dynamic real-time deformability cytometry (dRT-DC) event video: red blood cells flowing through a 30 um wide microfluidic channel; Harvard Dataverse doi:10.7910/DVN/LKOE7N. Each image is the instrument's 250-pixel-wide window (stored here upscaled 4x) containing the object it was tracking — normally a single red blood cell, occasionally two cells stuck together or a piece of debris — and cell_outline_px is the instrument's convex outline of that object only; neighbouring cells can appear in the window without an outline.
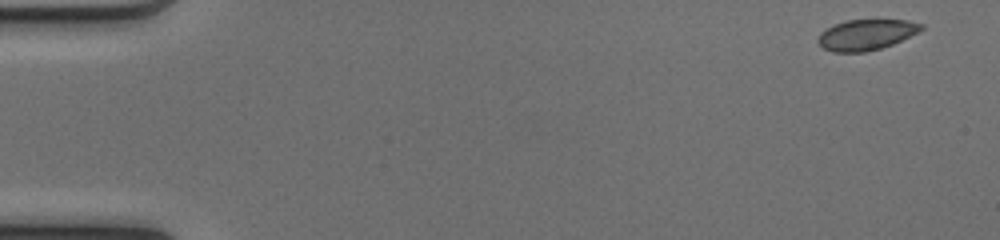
{"species": "common noctule bat (a hibernating species)", "species_latin": "Nyctalus noctula", "temperature_condition": "cold", "stored_images_in_passage": 49, "camera_frame_rate_fps": 3000, "um_per_image_px": 0.085, "animal": {"sex": "female", "body_mass_g": 17.0, "forearm_length_mm": 48.0}, "frame": {"image": 1, "passage_image": 1, "time_ms": 0.0, "image_size_px": [1000, 240], "cell_outline_px": [[924, 28], [892, 44], [880, 48], [864, 52], [832, 52], [824, 48], [816, 40], [820, 32], [836, 24], [848, 20], [908, 20], [924, 24]], "centroid_in_image_um": [73.61, 2.95], "position_along_channel_um": 11.4, "area_um2": 18.15}}
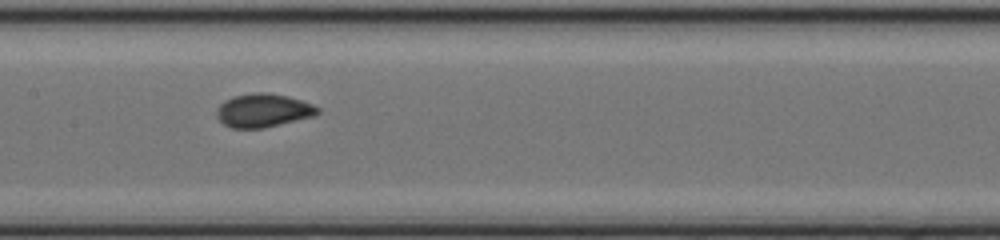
{"frame": {"image": 2, "passage_image": 24, "time_ms": 7.667, "image_size_px": [1000, 240], "cell_outline_px": [[320, 112], [312, 116], [264, 128], [232, 128], [224, 124], [216, 116], [216, 108], [224, 100], [232, 96], [256, 92], [268, 92], [288, 96], [312, 104], [320, 108]], "centroid_in_image_um": [22.34, 9.37], "position_along_channel_um": 185.1, "area_um2": 19.71}}
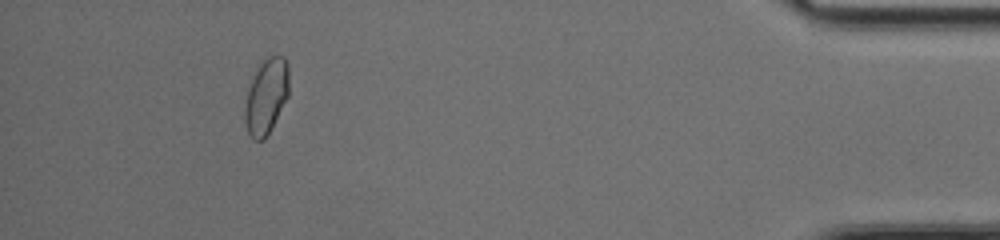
{"frame": {"image": 3, "passage_image": 45, "time_ms": 14.667, "image_size_px": [1000, 240], "cell_outline_px": [[288, 96], [272, 128], [264, 140], [252, 140], [248, 132], [244, 120], [244, 108], [248, 88], [260, 60], [268, 56], [284, 56], [288, 64]], "centroid_in_image_um": [22.62, 8.18], "position_along_channel_um": 412.6, "area_um2": 19.59}, "authors_computed_cell_mechanics": {"area_um2": 19.0162, "velocity_mm_per_s": 4.1311, "shape_relaxation_time_tau1_ms": null, "shape_relaxation_time_tau2_ms": 0.7247, "deformation_change_tau1": null, "deformation_change_tau2": 0.0436}}